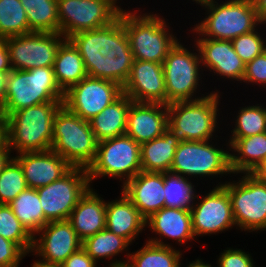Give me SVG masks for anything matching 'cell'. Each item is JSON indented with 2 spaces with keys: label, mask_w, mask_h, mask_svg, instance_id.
I'll use <instances>...</instances> for the list:
<instances>
[{
  "label": "cell",
  "mask_w": 266,
  "mask_h": 267,
  "mask_svg": "<svg viewBox=\"0 0 266 267\" xmlns=\"http://www.w3.org/2000/svg\"><path fill=\"white\" fill-rule=\"evenodd\" d=\"M78 49L89 77L119 84L127 81L134 62L121 15L109 25L68 38Z\"/></svg>",
  "instance_id": "obj_1"
},
{
  "label": "cell",
  "mask_w": 266,
  "mask_h": 267,
  "mask_svg": "<svg viewBox=\"0 0 266 267\" xmlns=\"http://www.w3.org/2000/svg\"><path fill=\"white\" fill-rule=\"evenodd\" d=\"M63 102H46L6 116V145L18 153L51 150L53 121Z\"/></svg>",
  "instance_id": "obj_2"
},
{
  "label": "cell",
  "mask_w": 266,
  "mask_h": 267,
  "mask_svg": "<svg viewBox=\"0 0 266 267\" xmlns=\"http://www.w3.org/2000/svg\"><path fill=\"white\" fill-rule=\"evenodd\" d=\"M119 14L134 59L163 64L168 52L178 41L170 32L166 19L151 12L139 14L127 10Z\"/></svg>",
  "instance_id": "obj_3"
},
{
  "label": "cell",
  "mask_w": 266,
  "mask_h": 267,
  "mask_svg": "<svg viewBox=\"0 0 266 267\" xmlns=\"http://www.w3.org/2000/svg\"><path fill=\"white\" fill-rule=\"evenodd\" d=\"M203 7L208 16L193 27L196 38L232 40L262 25L252 0H212Z\"/></svg>",
  "instance_id": "obj_4"
},
{
  "label": "cell",
  "mask_w": 266,
  "mask_h": 267,
  "mask_svg": "<svg viewBox=\"0 0 266 267\" xmlns=\"http://www.w3.org/2000/svg\"><path fill=\"white\" fill-rule=\"evenodd\" d=\"M98 141L89 121L83 120L62 105L53 121L51 150L72 167L88 169L96 157Z\"/></svg>",
  "instance_id": "obj_5"
},
{
  "label": "cell",
  "mask_w": 266,
  "mask_h": 267,
  "mask_svg": "<svg viewBox=\"0 0 266 267\" xmlns=\"http://www.w3.org/2000/svg\"><path fill=\"white\" fill-rule=\"evenodd\" d=\"M64 92L55 79L53 67L11 70L7 76L5 116L46 102H63Z\"/></svg>",
  "instance_id": "obj_6"
},
{
  "label": "cell",
  "mask_w": 266,
  "mask_h": 267,
  "mask_svg": "<svg viewBox=\"0 0 266 267\" xmlns=\"http://www.w3.org/2000/svg\"><path fill=\"white\" fill-rule=\"evenodd\" d=\"M215 91L206 93L208 95L201 99L167 104L168 128L180 140L212 141L218 127V106L221 101L219 91Z\"/></svg>",
  "instance_id": "obj_7"
},
{
  "label": "cell",
  "mask_w": 266,
  "mask_h": 267,
  "mask_svg": "<svg viewBox=\"0 0 266 267\" xmlns=\"http://www.w3.org/2000/svg\"><path fill=\"white\" fill-rule=\"evenodd\" d=\"M141 171L140 144L126 134L99 141L95 160L87 169L90 184L109 176L120 178L124 185Z\"/></svg>",
  "instance_id": "obj_8"
},
{
  "label": "cell",
  "mask_w": 266,
  "mask_h": 267,
  "mask_svg": "<svg viewBox=\"0 0 266 267\" xmlns=\"http://www.w3.org/2000/svg\"><path fill=\"white\" fill-rule=\"evenodd\" d=\"M194 46L198 54L189 51L178 40L162 64L166 85V105L206 97L195 96L199 89L197 87L200 86L199 80L202 79L199 73L201 70L203 72V69L198 46L196 44Z\"/></svg>",
  "instance_id": "obj_9"
},
{
  "label": "cell",
  "mask_w": 266,
  "mask_h": 267,
  "mask_svg": "<svg viewBox=\"0 0 266 267\" xmlns=\"http://www.w3.org/2000/svg\"><path fill=\"white\" fill-rule=\"evenodd\" d=\"M236 182L217 184L223 186L231 201L232 213L241 231L266 230V181L255 178L251 173H245Z\"/></svg>",
  "instance_id": "obj_10"
},
{
  "label": "cell",
  "mask_w": 266,
  "mask_h": 267,
  "mask_svg": "<svg viewBox=\"0 0 266 267\" xmlns=\"http://www.w3.org/2000/svg\"><path fill=\"white\" fill-rule=\"evenodd\" d=\"M211 141L181 140L176 148L170 172L183 177H218L231 174L230 153Z\"/></svg>",
  "instance_id": "obj_11"
},
{
  "label": "cell",
  "mask_w": 266,
  "mask_h": 267,
  "mask_svg": "<svg viewBox=\"0 0 266 267\" xmlns=\"http://www.w3.org/2000/svg\"><path fill=\"white\" fill-rule=\"evenodd\" d=\"M90 187L87 169L73 167L59 180L37 188L45 219L48 222L68 220L72 210Z\"/></svg>",
  "instance_id": "obj_12"
},
{
  "label": "cell",
  "mask_w": 266,
  "mask_h": 267,
  "mask_svg": "<svg viewBox=\"0 0 266 267\" xmlns=\"http://www.w3.org/2000/svg\"><path fill=\"white\" fill-rule=\"evenodd\" d=\"M66 38L59 32H30L5 38L13 70L53 67L57 50Z\"/></svg>",
  "instance_id": "obj_13"
},
{
  "label": "cell",
  "mask_w": 266,
  "mask_h": 267,
  "mask_svg": "<svg viewBox=\"0 0 266 267\" xmlns=\"http://www.w3.org/2000/svg\"><path fill=\"white\" fill-rule=\"evenodd\" d=\"M59 33L68 39L73 34L109 25L119 11L107 0H57Z\"/></svg>",
  "instance_id": "obj_14"
},
{
  "label": "cell",
  "mask_w": 266,
  "mask_h": 267,
  "mask_svg": "<svg viewBox=\"0 0 266 267\" xmlns=\"http://www.w3.org/2000/svg\"><path fill=\"white\" fill-rule=\"evenodd\" d=\"M122 93V87L115 82L87 76L64 93L63 105L90 121Z\"/></svg>",
  "instance_id": "obj_15"
},
{
  "label": "cell",
  "mask_w": 266,
  "mask_h": 267,
  "mask_svg": "<svg viewBox=\"0 0 266 267\" xmlns=\"http://www.w3.org/2000/svg\"><path fill=\"white\" fill-rule=\"evenodd\" d=\"M82 242L69 220L50 221L34 235L31 253L40 258L35 262L59 267L82 248Z\"/></svg>",
  "instance_id": "obj_16"
},
{
  "label": "cell",
  "mask_w": 266,
  "mask_h": 267,
  "mask_svg": "<svg viewBox=\"0 0 266 267\" xmlns=\"http://www.w3.org/2000/svg\"><path fill=\"white\" fill-rule=\"evenodd\" d=\"M201 199L198 201V199ZM191 207V221L194 236L222 233L235 227L231 201L223 186L214 187L204 197L197 195Z\"/></svg>",
  "instance_id": "obj_17"
},
{
  "label": "cell",
  "mask_w": 266,
  "mask_h": 267,
  "mask_svg": "<svg viewBox=\"0 0 266 267\" xmlns=\"http://www.w3.org/2000/svg\"><path fill=\"white\" fill-rule=\"evenodd\" d=\"M122 89L132 101L166 105L163 65L134 59L130 75Z\"/></svg>",
  "instance_id": "obj_18"
},
{
  "label": "cell",
  "mask_w": 266,
  "mask_h": 267,
  "mask_svg": "<svg viewBox=\"0 0 266 267\" xmlns=\"http://www.w3.org/2000/svg\"><path fill=\"white\" fill-rule=\"evenodd\" d=\"M15 156L13 158L21 165L28 188L46 186L59 180L73 168L52 150L18 153Z\"/></svg>",
  "instance_id": "obj_19"
},
{
  "label": "cell",
  "mask_w": 266,
  "mask_h": 267,
  "mask_svg": "<svg viewBox=\"0 0 266 267\" xmlns=\"http://www.w3.org/2000/svg\"><path fill=\"white\" fill-rule=\"evenodd\" d=\"M203 68L223 76L228 80L242 83L245 74V63L235 52L231 40L196 38Z\"/></svg>",
  "instance_id": "obj_20"
},
{
  "label": "cell",
  "mask_w": 266,
  "mask_h": 267,
  "mask_svg": "<svg viewBox=\"0 0 266 267\" xmlns=\"http://www.w3.org/2000/svg\"><path fill=\"white\" fill-rule=\"evenodd\" d=\"M168 129L167 105L135 102L130 105L126 135L138 144L151 141Z\"/></svg>",
  "instance_id": "obj_21"
},
{
  "label": "cell",
  "mask_w": 266,
  "mask_h": 267,
  "mask_svg": "<svg viewBox=\"0 0 266 267\" xmlns=\"http://www.w3.org/2000/svg\"><path fill=\"white\" fill-rule=\"evenodd\" d=\"M121 187L145 219L164 208V173L141 171Z\"/></svg>",
  "instance_id": "obj_22"
},
{
  "label": "cell",
  "mask_w": 266,
  "mask_h": 267,
  "mask_svg": "<svg viewBox=\"0 0 266 267\" xmlns=\"http://www.w3.org/2000/svg\"><path fill=\"white\" fill-rule=\"evenodd\" d=\"M146 227L152 230L158 237H152L146 241L162 245L172 246L163 242V238H171L179 244H185L186 241H193L195 238L192 230L191 210L162 208L151 214L145 222ZM148 225V226H147Z\"/></svg>",
  "instance_id": "obj_23"
},
{
  "label": "cell",
  "mask_w": 266,
  "mask_h": 267,
  "mask_svg": "<svg viewBox=\"0 0 266 267\" xmlns=\"http://www.w3.org/2000/svg\"><path fill=\"white\" fill-rule=\"evenodd\" d=\"M98 195L90 187L68 219L82 241L106 228V201Z\"/></svg>",
  "instance_id": "obj_24"
},
{
  "label": "cell",
  "mask_w": 266,
  "mask_h": 267,
  "mask_svg": "<svg viewBox=\"0 0 266 267\" xmlns=\"http://www.w3.org/2000/svg\"><path fill=\"white\" fill-rule=\"evenodd\" d=\"M120 198L106 202V229L130 244L146 228V219L121 191ZM137 236V237H136Z\"/></svg>",
  "instance_id": "obj_25"
},
{
  "label": "cell",
  "mask_w": 266,
  "mask_h": 267,
  "mask_svg": "<svg viewBox=\"0 0 266 267\" xmlns=\"http://www.w3.org/2000/svg\"><path fill=\"white\" fill-rule=\"evenodd\" d=\"M181 140L169 128L151 141L140 145L141 169L144 172H170L176 148Z\"/></svg>",
  "instance_id": "obj_26"
},
{
  "label": "cell",
  "mask_w": 266,
  "mask_h": 267,
  "mask_svg": "<svg viewBox=\"0 0 266 267\" xmlns=\"http://www.w3.org/2000/svg\"><path fill=\"white\" fill-rule=\"evenodd\" d=\"M132 102L125 93H122L89 121L98 142L126 134L128 112Z\"/></svg>",
  "instance_id": "obj_27"
},
{
  "label": "cell",
  "mask_w": 266,
  "mask_h": 267,
  "mask_svg": "<svg viewBox=\"0 0 266 267\" xmlns=\"http://www.w3.org/2000/svg\"><path fill=\"white\" fill-rule=\"evenodd\" d=\"M228 143L229 151H232L230 153L232 174L251 173L266 157V132L245 138H230Z\"/></svg>",
  "instance_id": "obj_28"
},
{
  "label": "cell",
  "mask_w": 266,
  "mask_h": 267,
  "mask_svg": "<svg viewBox=\"0 0 266 267\" xmlns=\"http://www.w3.org/2000/svg\"><path fill=\"white\" fill-rule=\"evenodd\" d=\"M53 71L57 84L64 93L88 76L78 49L69 39H65L60 44L56 53Z\"/></svg>",
  "instance_id": "obj_29"
},
{
  "label": "cell",
  "mask_w": 266,
  "mask_h": 267,
  "mask_svg": "<svg viewBox=\"0 0 266 267\" xmlns=\"http://www.w3.org/2000/svg\"><path fill=\"white\" fill-rule=\"evenodd\" d=\"M8 205L11 207L14 215L33 237L48 223L44 217V212L36 189H25Z\"/></svg>",
  "instance_id": "obj_30"
},
{
  "label": "cell",
  "mask_w": 266,
  "mask_h": 267,
  "mask_svg": "<svg viewBox=\"0 0 266 267\" xmlns=\"http://www.w3.org/2000/svg\"><path fill=\"white\" fill-rule=\"evenodd\" d=\"M133 267H179L182 253L173 246H162L145 242L139 250L126 255Z\"/></svg>",
  "instance_id": "obj_31"
},
{
  "label": "cell",
  "mask_w": 266,
  "mask_h": 267,
  "mask_svg": "<svg viewBox=\"0 0 266 267\" xmlns=\"http://www.w3.org/2000/svg\"><path fill=\"white\" fill-rule=\"evenodd\" d=\"M130 243L123 237L107 230L99 231L82 242V248L97 263L100 259L115 258L116 255L128 251ZM98 260V261H97Z\"/></svg>",
  "instance_id": "obj_32"
},
{
  "label": "cell",
  "mask_w": 266,
  "mask_h": 267,
  "mask_svg": "<svg viewBox=\"0 0 266 267\" xmlns=\"http://www.w3.org/2000/svg\"><path fill=\"white\" fill-rule=\"evenodd\" d=\"M195 191L188 177L171 172L164 173V207L191 210L196 201Z\"/></svg>",
  "instance_id": "obj_33"
},
{
  "label": "cell",
  "mask_w": 266,
  "mask_h": 267,
  "mask_svg": "<svg viewBox=\"0 0 266 267\" xmlns=\"http://www.w3.org/2000/svg\"><path fill=\"white\" fill-rule=\"evenodd\" d=\"M30 33L25 9L20 0H0V36H19Z\"/></svg>",
  "instance_id": "obj_34"
},
{
  "label": "cell",
  "mask_w": 266,
  "mask_h": 267,
  "mask_svg": "<svg viewBox=\"0 0 266 267\" xmlns=\"http://www.w3.org/2000/svg\"><path fill=\"white\" fill-rule=\"evenodd\" d=\"M235 119L230 138H245L266 132V107L261 104L240 107Z\"/></svg>",
  "instance_id": "obj_35"
},
{
  "label": "cell",
  "mask_w": 266,
  "mask_h": 267,
  "mask_svg": "<svg viewBox=\"0 0 266 267\" xmlns=\"http://www.w3.org/2000/svg\"><path fill=\"white\" fill-rule=\"evenodd\" d=\"M0 235L18 244L27 254L32 252L34 237L6 204H0Z\"/></svg>",
  "instance_id": "obj_36"
},
{
  "label": "cell",
  "mask_w": 266,
  "mask_h": 267,
  "mask_svg": "<svg viewBox=\"0 0 266 267\" xmlns=\"http://www.w3.org/2000/svg\"><path fill=\"white\" fill-rule=\"evenodd\" d=\"M28 8L29 10L25 13L30 32H59L57 0H49L47 3H36Z\"/></svg>",
  "instance_id": "obj_37"
},
{
  "label": "cell",
  "mask_w": 266,
  "mask_h": 267,
  "mask_svg": "<svg viewBox=\"0 0 266 267\" xmlns=\"http://www.w3.org/2000/svg\"><path fill=\"white\" fill-rule=\"evenodd\" d=\"M27 188L21 165L12 157L0 174V204L8 205Z\"/></svg>",
  "instance_id": "obj_38"
},
{
  "label": "cell",
  "mask_w": 266,
  "mask_h": 267,
  "mask_svg": "<svg viewBox=\"0 0 266 267\" xmlns=\"http://www.w3.org/2000/svg\"><path fill=\"white\" fill-rule=\"evenodd\" d=\"M257 30L255 29L231 40L235 52L245 64L266 50V40Z\"/></svg>",
  "instance_id": "obj_39"
},
{
  "label": "cell",
  "mask_w": 266,
  "mask_h": 267,
  "mask_svg": "<svg viewBox=\"0 0 266 267\" xmlns=\"http://www.w3.org/2000/svg\"><path fill=\"white\" fill-rule=\"evenodd\" d=\"M26 255L18 244L0 235V267H19Z\"/></svg>",
  "instance_id": "obj_40"
},
{
  "label": "cell",
  "mask_w": 266,
  "mask_h": 267,
  "mask_svg": "<svg viewBox=\"0 0 266 267\" xmlns=\"http://www.w3.org/2000/svg\"><path fill=\"white\" fill-rule=\"evenodd\" d=\"M242 81L248 84L252 83V85L259 84V87L260 85H263V88H265L266 50L245 65V74Z\"/></svg>",
  "instance_id": "obj_41"
},
{
  "label": "cell",
  "mask_w": 266,
  "mask_h": 267,
  "mask_svg": "<svg viewBox=\"0 0 266 267\" xmlns=\"http://www.w3.org/2000/svg\"><path fill=\"white\" fill-rule=\"evenodd\" d=\"M217 267H255L252 256L241 249L227 248L220 254Z\"/></svg>",
  "instance_id": "obj_42"
},
{
  "label": "cell",
  "mask_w": 266,
  "mask_h": 267,
  "mask_svg": "<svg viewBox=\"0 0 266 267\" xmlns=\"http://www.w3.org/2000/svg\"><path fill=\"white\" fill-rule=\"evenodd\" d=\"M97 263L81 248L71 254L59 267H97Z\"/></svg>",
  "instance_id": "obj_43"
},
{
  "label": "cell",
  "mask_w": 266,
  "mask_h": 267,
  "mask_svg": "<svg viewBox=\"0 0 266 267\" xmlns=\"http://www.w3.org/2000/svg\"><path fill=\"white\" fill-rule=\"evenodd\" d=\"M9 51L5 40L0 43V71H11Z\"/></svg>",
  "instance_id": "obj_44"
},
{
  "label": "cell",
  "mask_w": 266,
  "mask_h": 267,
  "mask_svg": "<svg viewBox=\"0 0 266 267\" xmlns=\"http://www.w3.org/2000/svg\"><path fill=\"white\" fill-rule=\"evenodd\" d=\"M262 24L266 23V0H252Z\"/></svg>",
  "instance_id": "obj_45"
},
{
  "label": "cell",
  "mask_w": 266,
  "mask_h": 267,
  "mask_svg": "<svg viewBox=\"0 0 266 267\" xmlns=\"http://www.w3.org/2000/svg\"><path fill=\"white\" fill-rule=\"evenodd\" d=\"M10 71H0V104L4 107L6 97V82Z\"/></svg>",
  "instance_id": "obj_46"
},
{
  "label": "cell",
  "mask_w": 266,
  "mask_h": 267,
  "mask_svg": "<svg viewBox=\"0 0 266 267\" xmlns=\"http://www.w3.org/2000/svg\"><path fill=\"white\" fill-rule=\"evenodd\" d=\"M251 174L257 179L266 181V157L257 165Z\"/></svg>",
  "instance_id": "obj_47"
},
{
  "label": "cell",
  "mask_w": 266,
  "mask_h": 267,
  "mask_svg": "<svg viewBox=\"0 0 266 267\" xmlns=\"http://www.w3.org/2000/svg\"><path fill=\"white\" fill-rule=\"evenodd\" d=\"M11 151L10 150H0V174L4 168V166L7 164V162L12 158Z\"/></svg>",
  "instance_id": "obj_48"
},
{
  "label": "cell",
  "mask_w": 266,
  "mask_h": 267,
  "mask_svg": "<svg viewBox=\"0 0 266 267\" xmlns=\"http://www.w3.org/2000/svg\"><path fill=\"white\" fill-rule=\"evenodd\" d=\"M0 150H9L6 145V127H0Z\"/></svg>",
  "instance_id": "obj_49"
},
{
  "label": "cell",
  "mask_w": 266,
  "mask_h": 267,
  "mask_svg": "<svg viewBox=\"0 0 266 267\" xmlns=\"http://www.w3.org/2000/svg\"><path fill=\"white\" fill-rule=\"evenodd\" d=\"M49 0H20V3L23 5L25 12L29 10V6L36 3H47Z\"/></svg>",
  "instance_id": "obj_50"
},
{
  "label": "cell",
  "mask_w": 266,
  "mask_h": 267,
  "mask_svg": "<svg viewBox=\"0 0 266 267\" xmlns=\"http://www.w3.org/2000/svg\"><path fill=\"white\" fill-rule=\"evenodd\" d=\"M116 260V261H114ZM112 263L109 264V267H133L128 261L126 262L125 260H117L114 259Z\"/></svg>",
  "instance_id": "obj_51"
},
{
  "label": "cell",
  "mask_w": 266,
  "mask_h": 267,
  "mask_svg": "<svg viewBox=\"0 0 266 267\" xmlns=\"http://www.w3.org/2000/svg\"><path fill=\"white\" fill-rule=\"evenodd\" d=\"M186 267H213V266H211V264L204 263L202 259H196L195 261L190 262L189 265H187Z\"/></svg>",
  "instance_id": "obj_52"
},
{
  "label": "cell",
  "mask_w": 266,
  "mask_h": 267,
  "mask_svg": "<svg viewBox=\"0 0 266 267\" xmlns=\"http://www.w3.org/2000/svg\"><path fill=\"white\" fill-rule=\"evenodd\" d=\"M115 9L119 12H124L126 10L122 9L120 6L116 5L118 0H107Z\"/></svg>",
  "instance_id": "obj_53"
},
{
  "label": "cell",
  "mask_w": 266,
  "mask_h": 267,
  "mask_svg": "<svg viewBox=\"0 0 266 267\" xmlns=\"http://www.w3.org/2000/svg\"><path fill=\"white\" fill-rule=\"evenodd\" d=\"M193 2L195 1V3L199 4L200 6H205L208 5L212 0H192Z\"/></svg>",
  "instance_id": "obj_54"
},
{
  "label": "cell",
  "mask_w": 266,
  "mask_h": 267,
  "mask_svg": "<svg viewBox=\"0 0 266 267\" xmlns=\"http://www.w3.org/2000/svg\"><path fill=\"white\" fill-rule=\"evenodd\" d=\"M31 265H32L31 267H57V266H45V265H41V264H39V263H37L35 261Z\"/></svg>",
  "instance_id": "obj_55"
},
{
  "label": "cell",
  "mask_w": 266,
  "mask_h": 267,
  "mask_svg": "<svg viewBox=\"0 0 266 267\" xmlns=\"http://www.w3.org/2000/svg\"><path fill=\"white\" fill-rule=\"evenodd\" d=\"M4 39L0 36V43L3 41Z\"/></svg>",
  "instance_id": "obj_56"
}]
</instances>
